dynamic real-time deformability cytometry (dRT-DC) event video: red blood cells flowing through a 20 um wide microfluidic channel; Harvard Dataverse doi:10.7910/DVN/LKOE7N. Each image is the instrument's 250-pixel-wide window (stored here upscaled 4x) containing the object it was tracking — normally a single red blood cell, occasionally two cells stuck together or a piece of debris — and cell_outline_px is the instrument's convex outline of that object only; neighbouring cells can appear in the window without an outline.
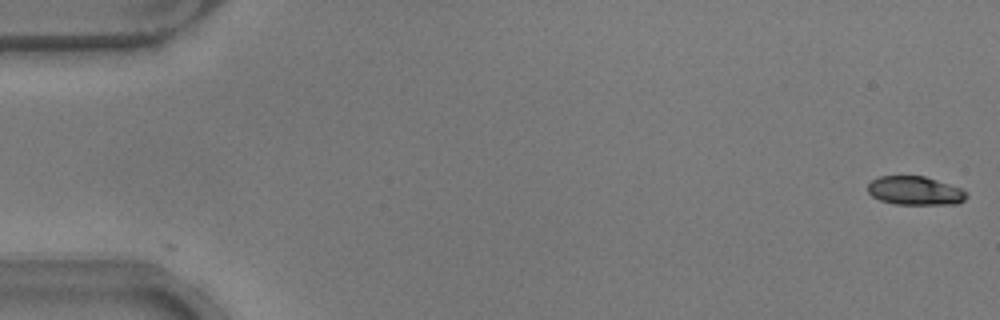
{"species": "common noctule bat (a hibernating species)", "species_latin": "Nyctalus noctula", "temperature_condition": "warm", "stored_images_in_passage": 53, "camera_frame_rate_fps": 3000, "um_per_image_px": 0.085, "animal": {"sex": "male", "body_mass_g": 17.9}, "frame": {"image": 1, "passage_image": 1, "time_ms": 0.0, "image_size_px": [1000, 320], "cell_outline_px": [[968, 196], [964, 200], [956, 204], [896, 204], [880, 200], [872, 196], [868, 192], [868, 184], [872, 180], [880, 176], [924, 176], [960, 188], [968, 192]], "centroid_in_image_um": [77.78, 16.21], "position_along_channel_um": 7.2, "area_um2": 16.42}}
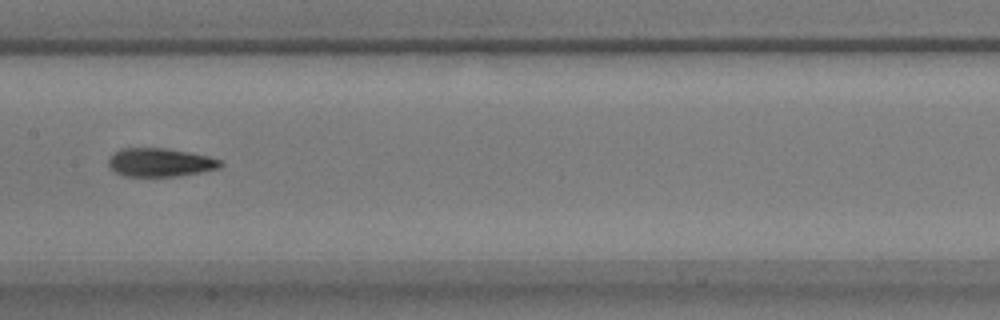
{"frame": {"image": 2, "passage_image": 27, "time_ms": 8.667, "image_size_px": [1000, 320], "cell_outline_px": [[224, 164], [220, 168], [176, 176], [124, 176], [108, 168], [108, 160], [120, 148], [168, 148], [208, 156], [220, 160]], "centroid_in_image_um": [13.6, 13.8], "position_along_channel_um": 193.8, "area_um2": 18.5}}
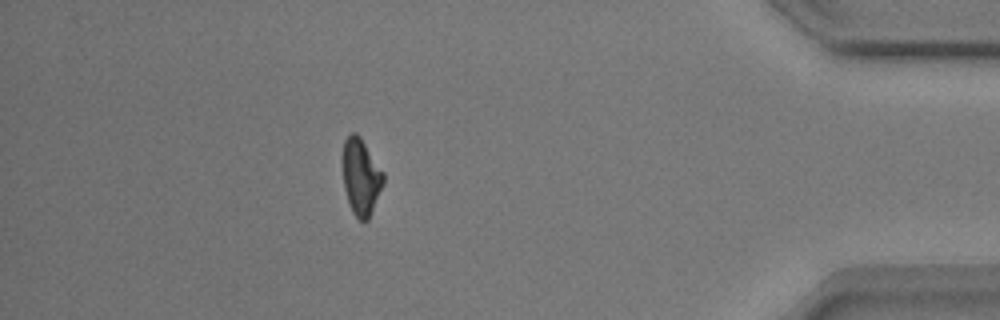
{"frame": {"image": 3, "passage_image": 47, "time_ms": 15.333, "image_size_px": [1000, 320], "cell_outline_px": [[384, 184], [368, 220], [360, 220], [352, 212], [344, 188], [340, 164], [340, 156], [344, 140], [352, 132], [356, 132], [360, 136], [384, 172]], "centroid_in_image_um": [30.64, 14.98], "position_along_channel_um": 404.6, "area_um2": 18.67}, "authors_computed_cell_mechanics": {"area_um2": 18.2648, "velocity_mm_per_s": 3.83, "shape_relaxation_time_tau1_ms": 4.0835, "shape_relaxation_time_tau2_ms": 3.2744, "deformation_change_tau1": 0.1617, "deformation_change_tau2": 0.1013}}